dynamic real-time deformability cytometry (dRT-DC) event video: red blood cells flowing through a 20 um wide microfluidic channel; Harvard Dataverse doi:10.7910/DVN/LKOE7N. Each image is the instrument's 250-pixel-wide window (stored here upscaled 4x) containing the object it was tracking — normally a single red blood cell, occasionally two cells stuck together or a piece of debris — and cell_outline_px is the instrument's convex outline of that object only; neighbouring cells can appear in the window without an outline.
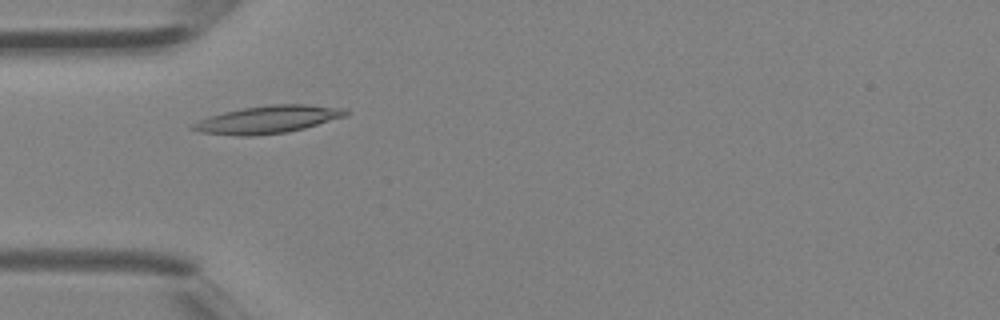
{"species": "Egyptian fruit bat (a non-hibernating species)", "species_latin": "Rousettus aegyptiacus", "temperature_condition": "room temperature", "stored_images_in_passage": 4, "camera_frame_rate_fps": 3000, "um_per_image_px": 0.085, "animal": {"sex": "female"}, "frame": {"image": 1, "passage_image": 3, "time_ms": 0.667, "image_size_px": [1000, 320], "cell_outline_px": [[352, 112], [348, 116], [304, 128], [288, 132], [252, 136], [236, 136], [200, 132], [188, 128], [192, 124], [208, 116], [224, 112], [244, 108], [272, 104], [308, 104], [348, 108]], "centroid_in_image_um": [22.84, 10.15], "position_along_channel_um": 62.2, "area_um2": 24.91}}
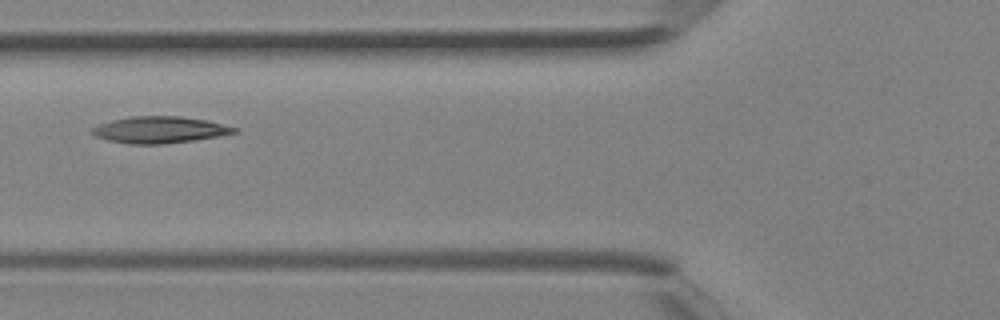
{"frame": {"image": 2, "passage_image": 4, "time_ms": 1.0, "image_size_px": [1000, 320], "cell_outline_px": [[240, 132], [192, 140], [164, 144], [128, 144], [108, 140], [96, 136], [92, 132], [92, 128], [100, 124], [112, 120], [132, 116], [180, 116], [208, 120], [240, 128]], "centroid_in_image_um": [13.62, 11.03], "position_along_channel_um": 112.2, "area_um2": 22.02}}